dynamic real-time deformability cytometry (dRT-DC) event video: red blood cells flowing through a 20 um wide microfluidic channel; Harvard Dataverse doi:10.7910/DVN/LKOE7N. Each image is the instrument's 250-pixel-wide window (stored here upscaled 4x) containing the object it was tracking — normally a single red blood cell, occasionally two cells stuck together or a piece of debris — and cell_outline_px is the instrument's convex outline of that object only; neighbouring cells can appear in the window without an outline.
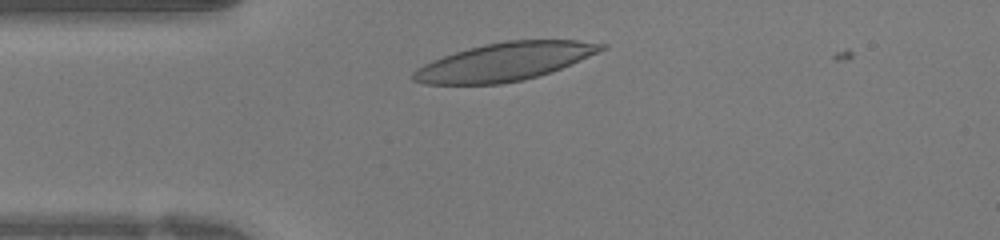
{"species": "human", "species_latin": "Homo sapiens", "temperature_condition": "warm", "stored_images_in_passage": 25, "camera_frame_rate_fps": 3000, "um_per_image_px": 0.085, "donor": {"sex": "female"}, "frame": {"image": 1, "passage_image": 1, "time_ms": 0.0, "image_size_px": [1000, 240], "cell_outline_px": [[608, 48], [552, 72], [524, 80], [500, 84], [424, 84], [412, 80], [412, 72], [424, 64], [444, 56], [468, 48], [484, 44], [508, 40], [576, 40], [608, 44]], "centroid_in_image_um": [42.92, 5.25], "position_along_channel_um": 42.1, "area_um2": 41.56}}
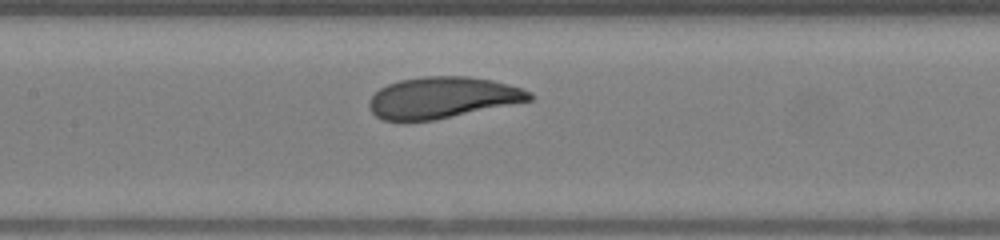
{"frame": {"image": 2, "passage_image": 10, "time_ms": 3.0, "image_size_px": [1000, 240], "cell_outline_px": [[536, 96], [532, 100], [436, 120], [384, 120], [376, 116], [368, 108], [368, 100], [380, 88], [388, 84], [400, 80], [424, 76], [468, 76], [492, 80], [520, 88], [532, 92]], "centroid_in_image_um": [37.61, 8.29], "position_along_channel_um": 169.8, "area_um2": 38.55}}
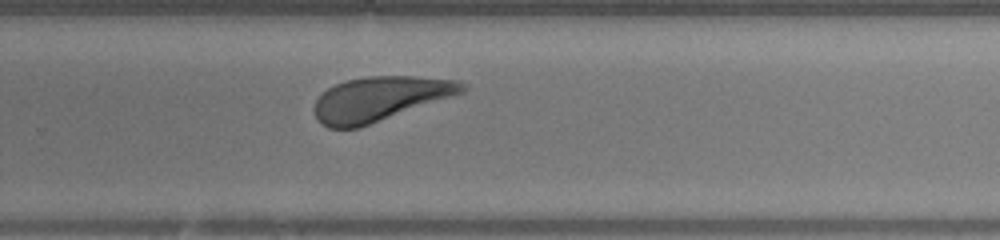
{"frame": {"image": 3, "passage_image": 18, "time_ms": 5.667, "image_size_px": [1000, 240], "cell_outline_px": [[468, 88], [464, 92], [360, 128], [328, 128], [316, 116], [312, 108], [316, 100], [328, 88], [336, 84], [348, 80], [368, 76], [416, 76], [460, 80], [468, 84]], "centroid_in_image_um": [32.33, 8.39], "position_along_channel_um": 297.5, "area_um2": 38.26}}